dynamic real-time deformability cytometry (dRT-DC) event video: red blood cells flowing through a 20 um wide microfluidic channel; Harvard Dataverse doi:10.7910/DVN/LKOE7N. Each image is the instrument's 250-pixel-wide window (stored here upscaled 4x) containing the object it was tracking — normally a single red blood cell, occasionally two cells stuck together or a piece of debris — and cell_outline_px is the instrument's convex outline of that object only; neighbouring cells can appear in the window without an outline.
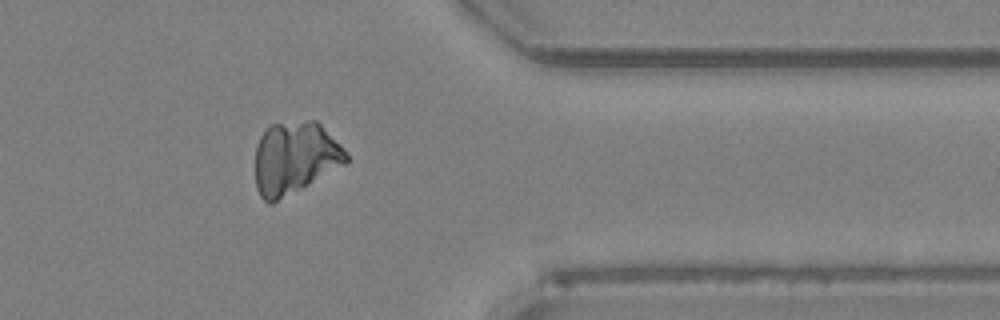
{"species": "Egyptian fruit bat (a non-hibernating species)", "species_latin": "Rousettus aegyptiacus", "temperature_condition": "room temperature", "stored_images_in_passage": 38, "camera_frame_rate_fps": 3000, "um_per_image_px": 0.085, "animal": {"sex": "female"}, "frame": {"image": 1, "passage_image": 29, "time_ms": 9.333, "image_size_px": [1000, 320], "cell_outline_px": [[348, 160], [344, 164], [272, 204], [268, 204], [260, 196], [256, 188], [256, 144], [264, 128], [272, 124], [308, 120], [316, 120], [340, 144], [348, 156]], "centroid_in_image_um": [25.02, 13.41], "position_along_channel_um": 386.4, "area_um2": 38.03}}
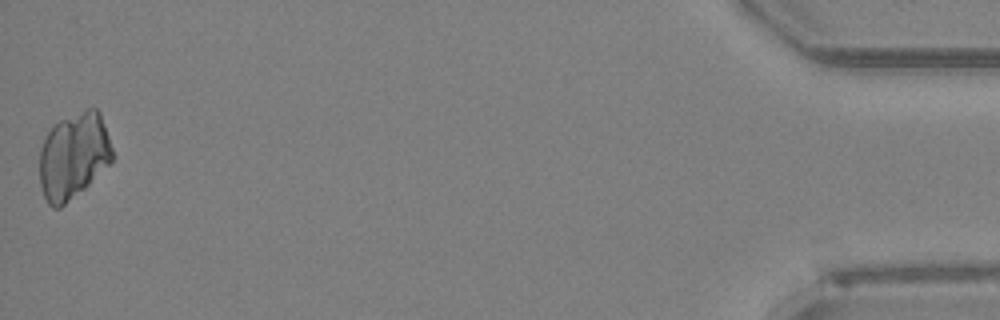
{"frame": {"image": 2, "passage_image": 38, "time_ms": 12.333, "image_size_px": [1000, 320], "cell_outline_px": [[112, 160], [84, 188], [60, 208], [52, 208], [48, 204], [44, 196], [40, 184], [40, 148], [44, 136], [52, 124], [60, 120], [88, 108], [96, 108], [100, 112], [112, 148]], "centroid_in_image_um": [6.21, 13.23], "position_along_channel_um": 429.0, "area_um2": 36.36}}